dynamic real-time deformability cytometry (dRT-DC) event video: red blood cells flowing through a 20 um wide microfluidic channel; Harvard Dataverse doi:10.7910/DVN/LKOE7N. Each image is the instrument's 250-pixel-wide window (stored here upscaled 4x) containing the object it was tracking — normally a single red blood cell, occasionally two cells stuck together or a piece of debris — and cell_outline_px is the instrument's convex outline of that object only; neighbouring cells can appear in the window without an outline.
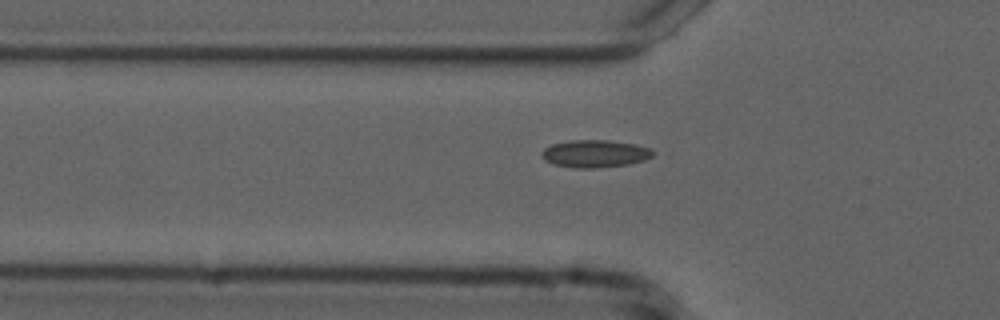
{"species": "common noctule bat (a hibernating species)", "species_latin": "Nyctalus noctula", "temperature_condition": "cold", "stored_images_in_passage": 37, "camera_frame_rate_fps": 3000, "um_per_image_px": 0.085, "animal": {"sex": "male", "forearm_length_mm": 52.5}, "frame": {"image": 1, "passage_image": 7, "time_ms": 2.0, "image_size_px": [1000, 320], "cell_outline_px": [[656, 152], [652, 156], [644, 160], [628, 164], [596, 168], [576, 168], [552, 164], [544, 160], [540, 152], [544, 148], [552, 144], [568, 140], [608, 140], [636, 144], [652, 148]], "centroid_in_image_um": [50.57, 13.05], "position_along_channel_um": 75.2, "area_um2": 18.03}}
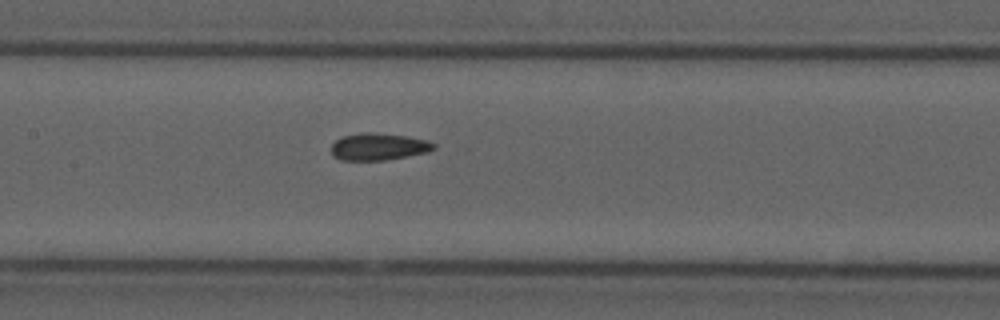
{"frame": {"image": 2, "passage_image": 15, "time_ms": 4.667, "image_size_px": [1000, 320], "cell_outline_px": [[436, 148], [428, 152], [384, 160], [340, 160], [332, 156], [332, 144], [336, 140], [344, 136], [360, 132], [368, 132], [408, 136], [428, 140], [436, 144]], "centroid_in_image_um": [32.19, 12.46], "position_along_channel_um": 175.2, "area_um2": 16.18}}
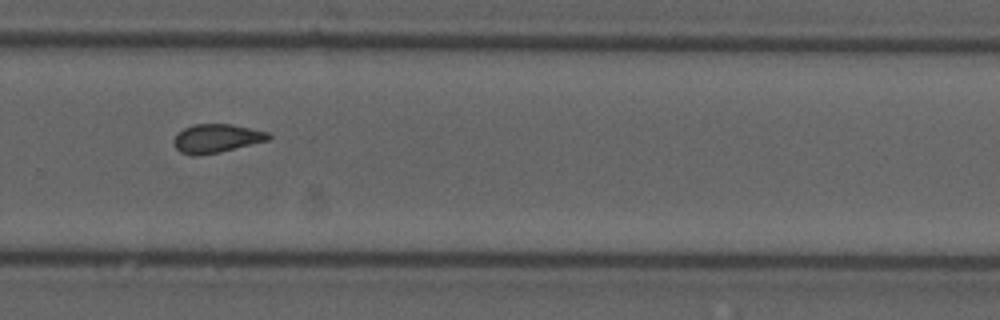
{"frame": {"image": 3, "passage_image": 26, "time_ms": 8.333, "image_size_px": [1000, 320], "cell_outline_px": [[272, 136], [268, 140], [220, 152], [196, 156], [192, 156], [180, 152], [176, 148], [172, 140], [184, 128], [196, 124], [232, 124], [268, 132]], "centroid_in_image_um": [18.4, 11.77], "position_along_channel_um": 311.4, "area_um2": 15.72}}